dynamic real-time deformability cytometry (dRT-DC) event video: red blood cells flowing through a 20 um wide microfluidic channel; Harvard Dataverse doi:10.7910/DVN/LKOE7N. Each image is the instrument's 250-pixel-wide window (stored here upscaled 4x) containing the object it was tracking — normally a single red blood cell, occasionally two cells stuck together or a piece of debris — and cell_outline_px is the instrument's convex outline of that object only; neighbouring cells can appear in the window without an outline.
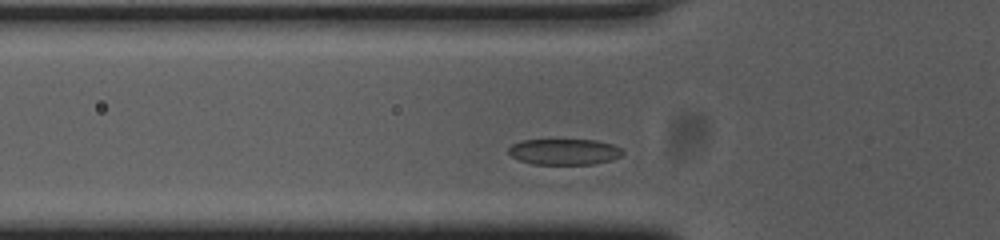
{"species": "common noctule bat (a hibernating species)", "species_latin": "Nyctalus noctula", "temperature_condition": "cold", "stored_images_in_passage": 35, "camera_frame_rate_fps": 3000, "um_per_image_px": 0.085, "animal": {"sex": "female", "body_mass_g": 23.0, "forearm_length_mm": 53.4}, "frame": {"image": 1, "passage_image": 6, "time_ms": 1.667, "image_size_px": [1000, 240], "cell_outline_px": [[624, 152], [620, 156], [608, 160], [592, 164], [532, 164], [520, 160], [512, 156], [508, 152], [508, 148], [512, 144], [520, 140], [596, 140], [612, 144], [620, 148]], "centroid_in_image_um": [47.93, 12.89], "position_along_channel_um": 77.9, "area_um2": 17.11}}
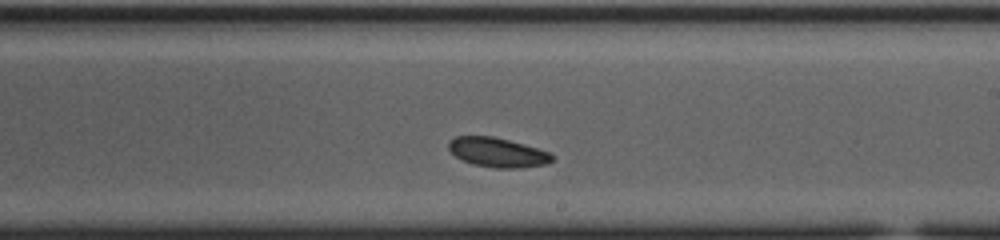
{"frame": {"image": 2, "passage_image": 20, "time_ms": 6.333, "image_size_px": [1000, 240], "cell_outline_px": [[552, 160], [548, 164], [520, 168], [496, 168], [472, 164], [456, 156], [448, 148], [448, 140], [456, 136], [492, 136], [524, 144], [552, 152]], "centroid_in_image_um": [42.3, 12.95], "position_along_channel_um": 246.7, "area_um2": 17.8}}
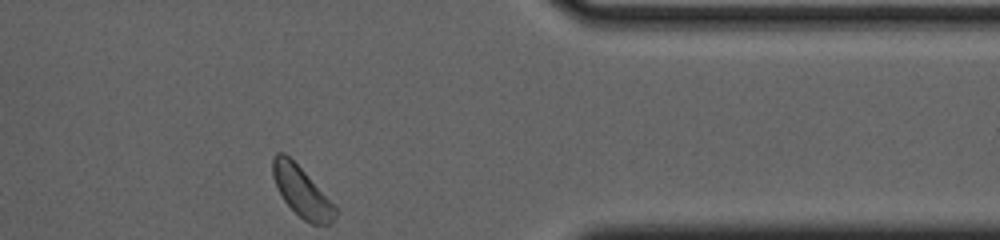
{"frame": {"image": 3, "passage_image": 33, "time_ms": 10.667, "image_size_px": [1000, 240], "cell_outline_px": [[340, 212], [332, 224], [312, 224], [304, 220], [284, 200], [272, 176], [272, 156], [276, 152], [284, 152], [304, 172]], "centroid_in_image_um": [25.65, 16.3], "position_along_channel_um": 385.8, "area_um2": 17.86}, "authors_computed_cell_mechanics": {"area_um2": 17.918, "velocity_mm_per_s": 3.6232, "shape_relaxation_time_tau1_ms": 9.4173, "shape_relaxation_time_tau2_ms": null, "deformation_change_tau1": 0.1967, "deformation_change_tau2": null}}